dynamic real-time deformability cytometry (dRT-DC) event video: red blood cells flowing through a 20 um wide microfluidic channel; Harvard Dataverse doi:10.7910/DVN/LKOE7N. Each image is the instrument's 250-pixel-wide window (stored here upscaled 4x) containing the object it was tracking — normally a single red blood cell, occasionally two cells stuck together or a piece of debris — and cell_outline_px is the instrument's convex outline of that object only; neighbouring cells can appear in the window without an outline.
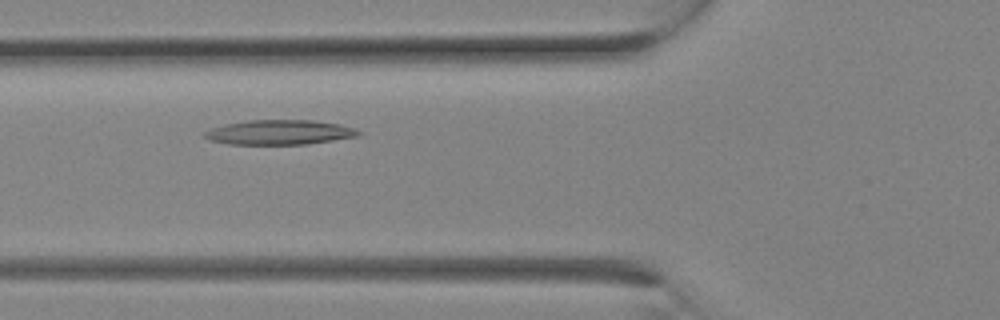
{"species": "Egyptian fruit bat (a non-hibernating species)", "species_latin": "Rousettus aegyptiacus", "temperature_condition": "room temperature", "stored_images_in_passage": 10, "camera_frame_rate_fps": 3000, "um_per_image_px": 0.085, "animal": {"sex": "female"}, "frame": {"image": 1, "passage_image": 7, "time_ms": 2.0, "image_size_px": [1000, 320], "cell_outline_px": [[364, 132], [360, 136], [308, 144], [228, 144], [212, 140], [204, 136], [204, 132], [212, 128], [224, 124], [248, 120], [312, 120], [340, 124]], "centroid_in_image_um": [23.8, 11.24], "position_along_channel_um": 102.0, "area_um2": 22.14}}
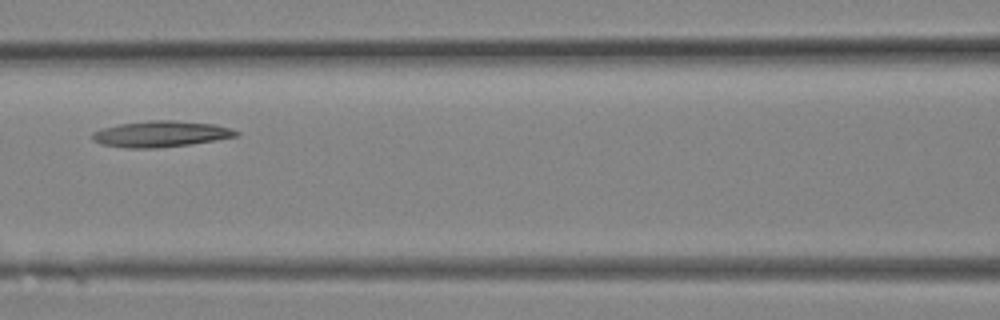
{"frame": {"image": 2, "passage_image": 9, "time_ms": 2.667, "image_size_px": [1000, 320], "cell_outline_px": [[240, 136], [192, 144], [156, 148], [128, 148], [100, 144], [92, 140], [92, 132], [104, 128], [120, 124], [148, 120], [176, 120], [216, 124], [232, 128], [240, 132]], "centroid_in_image_um": [13.72, 11.38], "position_along_channel_um": 152.9, "area_um2": 22.08}}